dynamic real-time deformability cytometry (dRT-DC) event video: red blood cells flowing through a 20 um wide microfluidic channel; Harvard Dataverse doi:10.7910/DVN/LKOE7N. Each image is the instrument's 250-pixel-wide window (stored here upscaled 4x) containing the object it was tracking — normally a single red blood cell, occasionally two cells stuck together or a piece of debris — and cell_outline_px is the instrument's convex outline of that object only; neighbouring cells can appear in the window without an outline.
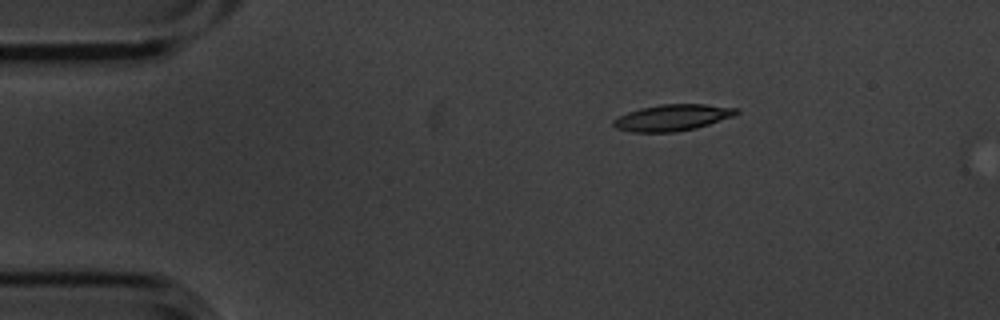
{"species": "common noctule bat (a hibernating species)", "species_latin": "Nyctalus noctula", "temperature_condition": "cold", "stored_images_in_passage": 4, "camera_frame_rate_fps": 3000, "um_per_image_px": 0.085, "animal": {"sex": "male", "body_mass_g": 20.1, "forearm_length_mm": 53.5}, "frame": {"image": 1, "passage_image": 2, "time_ms": 0.333, "image_size_px": [1000, 320], "cell_outline_px": [[740, 112], [732, 116], [696, 128], [676, 132], [632, 132], [616, 128], [612, 124], [612, 120], [628, 112], [640, 108], [660, 104], [704, 104], [740, 108]], "centroid_in_image_um": [57.15, 9.99], "position_along_channel_um": 27.8, "area_um2": 18.84}}
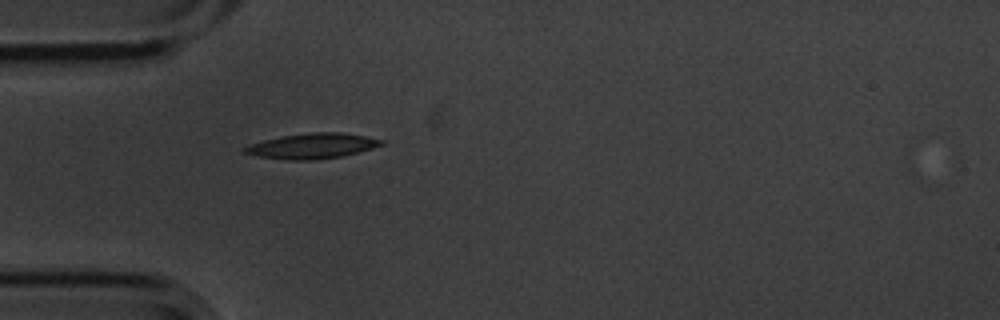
{"frame": {"image": 2, "passage_image": 4, "time_ms": 1.0, "image_size_px": [1000, 320], "cell_outline_px": [[384, 144], [372, 148], [344, 156], [312, 160], [288, 160], [260, 156], [244, 152], [244, 148], [252, 144], [264, 140], [280, 136], [312, 132], [340, 132], [364, 136], [384, 140]], "centroid_in_image_um": [26.58, 12.4], "position_along_channel_um": 58.4, "area_um2": 19.88}}